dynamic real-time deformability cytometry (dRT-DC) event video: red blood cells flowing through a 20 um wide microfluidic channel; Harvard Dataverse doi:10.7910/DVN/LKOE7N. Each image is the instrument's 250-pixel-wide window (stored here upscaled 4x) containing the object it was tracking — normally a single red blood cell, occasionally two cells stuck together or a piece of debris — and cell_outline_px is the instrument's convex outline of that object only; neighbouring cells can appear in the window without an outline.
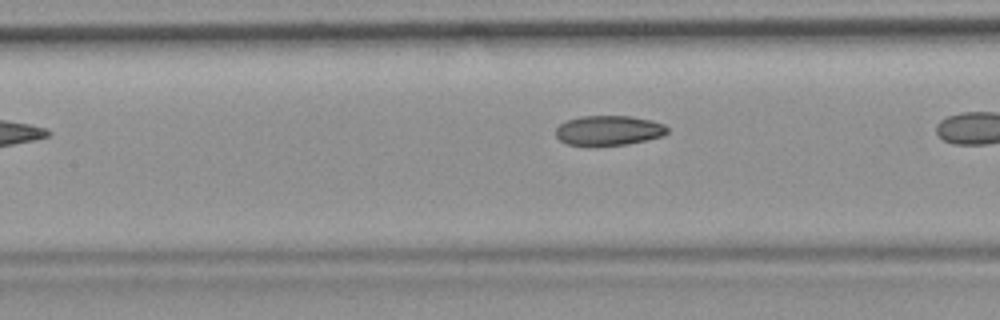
{"species": "common noctule bat (a hibernating species)", "species_latin": "Nyctalus noctula", "temperature_condition": "room temperature", "stored_images_in_passage": 5, "camera_frame_rate_fps": 3000, "um_per_image_px": 0.085, "animal": {"sex": "female", "body_mass_g": 19.9}, "frame": {"image": 1, "passage_image": 5, "time_ms": 1.333, "image_size_px": [1000, 320], "cell_outline_px": [[668, 132], [660, 136], [628, 144], [592, 148], [588, 148], [568, 144], [560, 140], [556, 136], [556, 128], [560, 124], [568, 120], [580, 116], [632, 116], [652, 120], [664, 124], [668, 128]], "centroid_in_image_um": [51.7, 11.12], "position_along_channel_um": 155.7, "area_um2": 19.88}}